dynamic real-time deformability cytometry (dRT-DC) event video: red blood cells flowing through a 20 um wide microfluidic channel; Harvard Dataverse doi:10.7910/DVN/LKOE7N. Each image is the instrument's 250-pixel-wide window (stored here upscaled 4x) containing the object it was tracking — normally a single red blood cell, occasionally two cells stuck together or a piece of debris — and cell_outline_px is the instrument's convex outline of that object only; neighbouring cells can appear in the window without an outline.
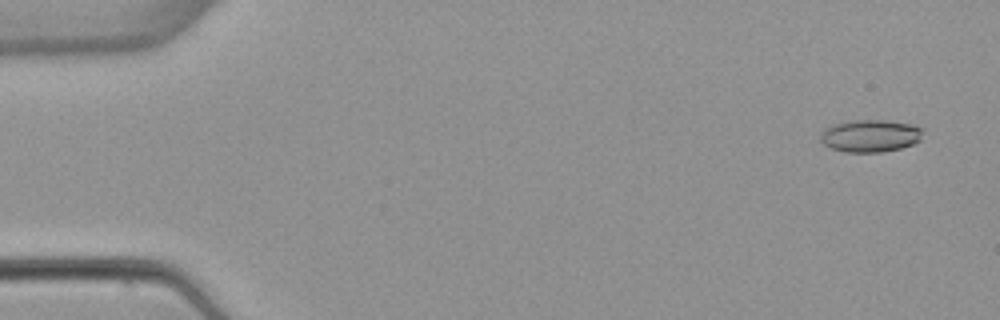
{"species": "common noctule bat (a hibernating species)", "species_latin": "Nyctalus noctula", "temperature_condition": "warm", "stored_images_in_passage": 6, "camera_frame_rate_fps": 3000, "um_per_image_px": 0.085, "animal": {"sex": "female", "body_mass_g": 22.7, "forearm_length_mm": 54.2}, "frame": {"image": 1, "passage_image": 1, "time_ms": 0.0, "image_size_px": [1000, 320], "cell_outline_px": [[924, 128], [920, 140], [912, 144], [900, 148], [880, 152], [844, 152], [832, 148], [824, 144], [820, 140], [820, 132], [824, 128], [832, 124], [852, 120], [888, 120], [912, 124]], "centroid_in_image_um": [73.97, 11.53], "position_along_channel_um": 11.0, "area_um2": 19.54}}
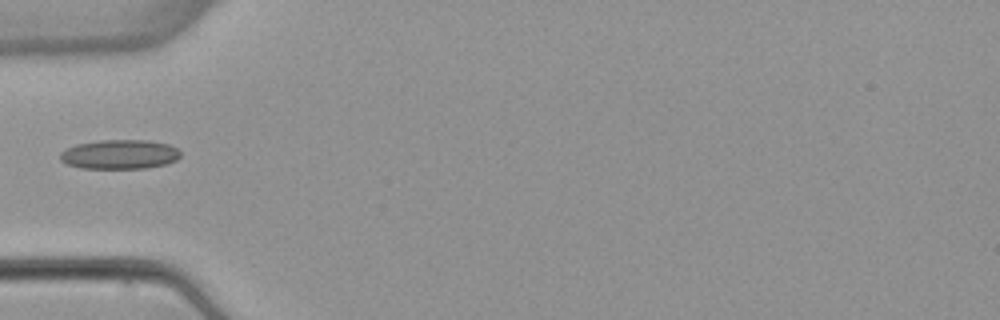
{"frame": {"image": 2, "passage_image": 5, "time_ms": 5.0, "image_size_px": [1000, 320], "cell_outline_px": [[180, 156], [176, 160], [164, 164], [144, 168], [80, 168], [68, 164], [60, 160], [60, 152], [64, 148], [76, 144], [100, 140], [148, 140], [168, 144], [176, 148], [180, 152]], "centroid_in_image_um": [10.13, 13.11], "position_along_channel_um": 74.9, "area_um2": 20.58}}
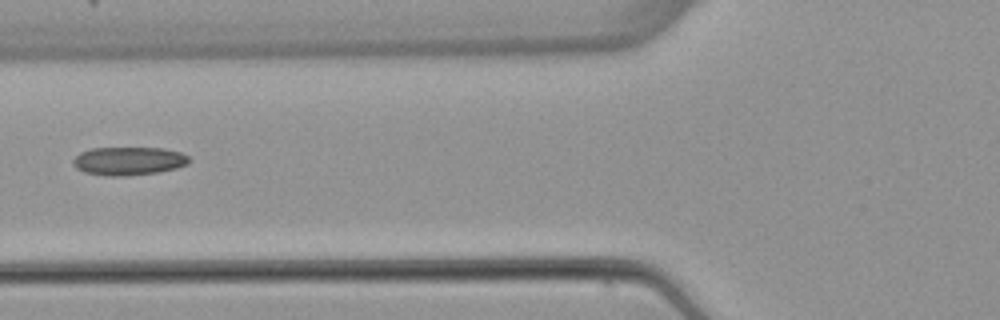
{"frame": {"image": 3, "passage_image": 6, "time_ms": 6.0, "image_size_px": [1000, 320], "cell_outline_px": [[188, 164], [176, 168], [160, 172], [128, 176], [108, 176], [84, 172], [76, 168], [72, 164], [72, 160], [80, 152], [92, 148], [164, 148], [180, 152], [188, 156]], "centroid_in_image_um": [10.92, 13.69], "position_along_channel_um": 114.9, "area_um2": 19.25}}